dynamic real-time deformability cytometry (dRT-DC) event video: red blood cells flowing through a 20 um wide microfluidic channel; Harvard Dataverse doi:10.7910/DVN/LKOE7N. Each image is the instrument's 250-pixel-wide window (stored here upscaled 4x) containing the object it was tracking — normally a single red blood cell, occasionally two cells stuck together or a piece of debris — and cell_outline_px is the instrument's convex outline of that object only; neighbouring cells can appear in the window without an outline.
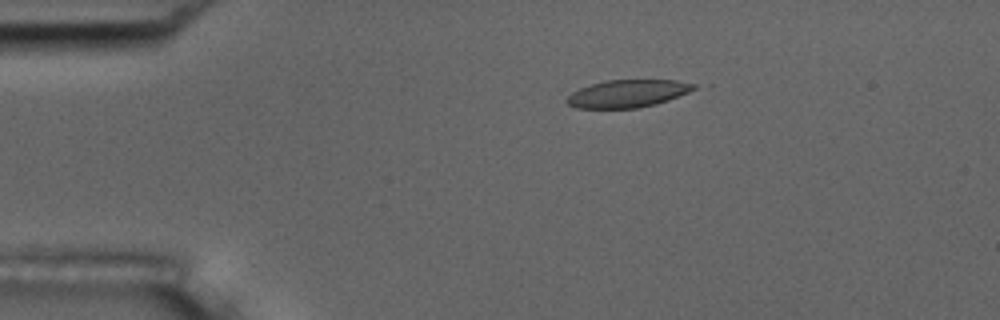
{"species": "common noctule bat (a hibernating species)", "species_latin": "Nyctalus noctula", "temperature_condition": "room temperature", "stored_images_in_passage": 9, "camera_frame_rate_fps": 3000, "um_per_image_px": 0.085, "animal": {"sex": "male", "body_mass_g": 17.5, "forearm_length_mm": 52.3}, "frame": {"image": 1, "passage_image": 3, "time_ms": 0.667, "image_size_px": [1000, 320], "cell_outline_px": [[696, 88], [688, 92], [668, 100], [656, 104], [636, 108], [576, 108], [568, 104], [564, 100], [572, 92], [580, 88], [604, 80], [676, 80], [696, 84]], "centroid_in_image_um": [53.33, 7.95], "position_along_channel_um": 31.7, "area_um2": 20.35}}
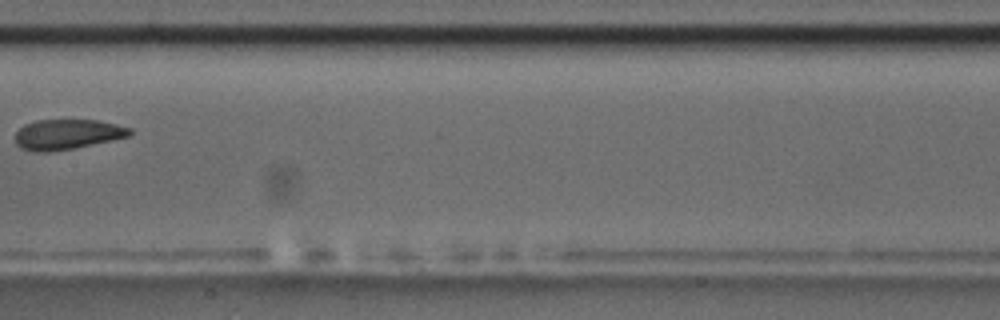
{"frame": {"image": 2, "passage_image": 8, "time_ms": 2.333, "image_size_px": [1000, 320], "cell_outline_px": [[132, 132], [128, 136], [112, 140], [76, 148], [48, 152], [36, 152], [20, 148], [16, 144], [16, 132], [24, 124], [36, 120], [96, 120], [116, 124], [132, 128]], "centroid_in_image_um": [5.7, 11.42], "position_along_channel_um": 201.7, "area_um2": 20.17}}